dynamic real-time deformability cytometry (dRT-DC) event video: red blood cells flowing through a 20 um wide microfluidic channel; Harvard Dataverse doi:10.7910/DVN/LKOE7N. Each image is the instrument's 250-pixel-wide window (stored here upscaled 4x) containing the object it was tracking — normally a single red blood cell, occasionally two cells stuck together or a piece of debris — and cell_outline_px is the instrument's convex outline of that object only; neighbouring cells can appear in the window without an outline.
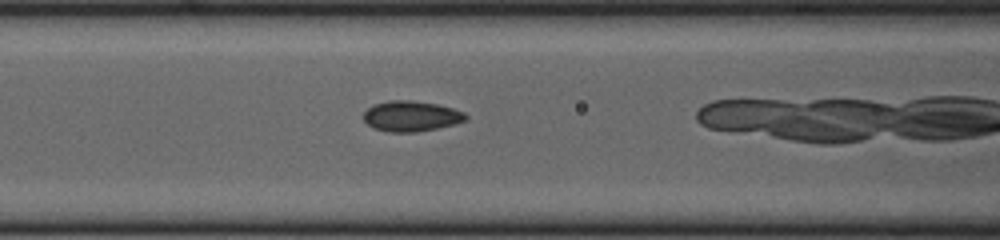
{"species": "common noctule bat (a hibernating species)", "species_latin": "Nyctalus noctula", "temperature_condition": "cold", "stored_images_in_passage": 24, "camera_frame_rate_fps": 3000, "um_per_image_px": 0.085, "animal": {"sex": "female", "body_mass_g": 23.0, "forearm_length_mm": 53.4}, "frame": {"image": 1, "passage_image": 4, "time_ms": 1.0, "image_size_px": [1000, 240], "cell_outline_px": [[468, 120], [456, 124], [416, 132], [388, 132], [376, 128], [368, 124], [364, 120], [364, 112], [372, 104], [388, 100], [412, 100], [436, 104], [452, 108], [464, 112], [468, 116]], "centroid_in_image_um": [34.96, 9.86], "position_along_channel_um": 131.6, "area_um2": 18.21}}
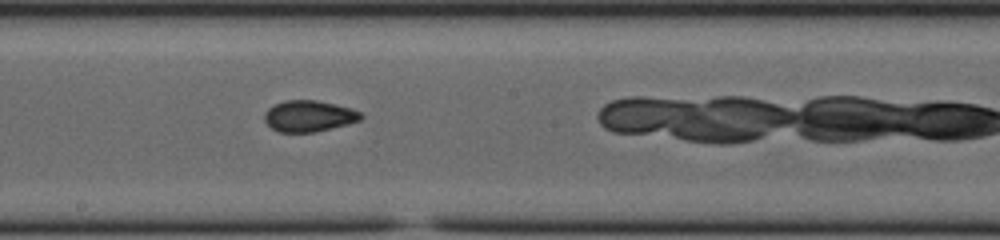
{"frame": {"image": 2, "passage_image": 11, "time_ms": 3.333, "image_size_px": [1000, 240], "cell_outline_px": [[364, 116], [360, 120], [348, 124], [316, 132], [280, 132], [272, 128], [264, 120], [264, 112], [268, 108], [284, 100], [316, 100], [336, 104], [352, 108], [360, 112]], "centroid_in_image_um": [26.27, 9.86], "position_along_channel_um": 221.9, "area_um2": 17.63}}
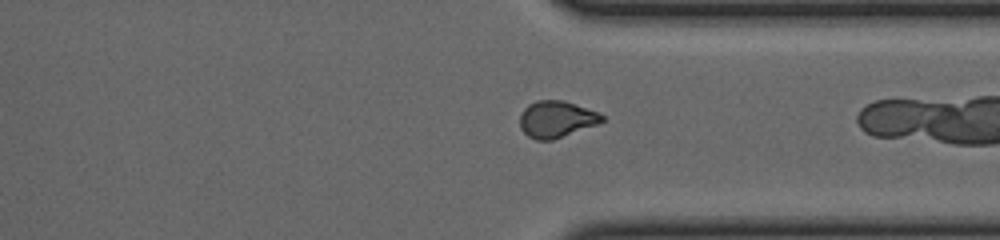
{"frame": {"image": 3, "passage_image": 22, "time_ms": 7.0, "image_size_px": [1000, 240], "cell_outline_px": [[604, 120], [600, 124], [552, 140], [536, 140], [528, 136], [520, 128], [520, 116], [524, 108], [528, 104], [536, 100], [564, 100], [600, 112], [604, 116]], "centroid_in_image_um": [47.32, 10.12], "position_along_channel_um": 364.1, "area_um2": 17.8}}